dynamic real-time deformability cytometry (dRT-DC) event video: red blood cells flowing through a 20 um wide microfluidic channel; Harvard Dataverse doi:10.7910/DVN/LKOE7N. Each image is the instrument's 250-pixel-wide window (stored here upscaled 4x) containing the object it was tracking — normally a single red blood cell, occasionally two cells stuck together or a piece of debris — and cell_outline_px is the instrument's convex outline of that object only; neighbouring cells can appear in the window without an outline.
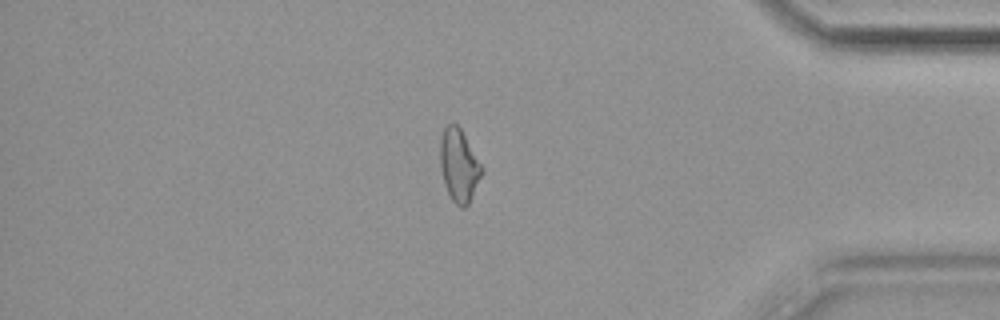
{"species": "common noctule bat (a hibernating species)", "species_latin": "Nyctalus noctula", "temperature_condition": "cold", "stored_images_in_passage": 56, "camera_frame_rate_fps": 3000, "um_per_image_px": 0.085, "animal": {"sex": "female", "body_mass_g": 19.9}, "frame": {"image": 1, "passage_image": 48, "time_ms": 15.667, "image_size_px": [1000, 320], "cell_outline_px": [[484, 172], [468, 204], [464, 208], [460, 208], [452, 200], [444, 184], [440, 168], [440, 140], [444, 128], [448, 124], [456, 124], [460, 128], [484, 168]], "centroid_in_image_um": [39.02, 14.08], "position_along_channel_um": 396.2, "area_um2": 17.69}, "authors_computed_cell_mechanics": {"area_um2": 17.6579, "velocity_mm_per_s": 3.6297, "shape_relaxation_time_tau1_ms": null, "shape_relaxation_time_tau2_ms": 7.3423, "deformation_change_tau1": null, "deformation_change_tau2": 0.168}}